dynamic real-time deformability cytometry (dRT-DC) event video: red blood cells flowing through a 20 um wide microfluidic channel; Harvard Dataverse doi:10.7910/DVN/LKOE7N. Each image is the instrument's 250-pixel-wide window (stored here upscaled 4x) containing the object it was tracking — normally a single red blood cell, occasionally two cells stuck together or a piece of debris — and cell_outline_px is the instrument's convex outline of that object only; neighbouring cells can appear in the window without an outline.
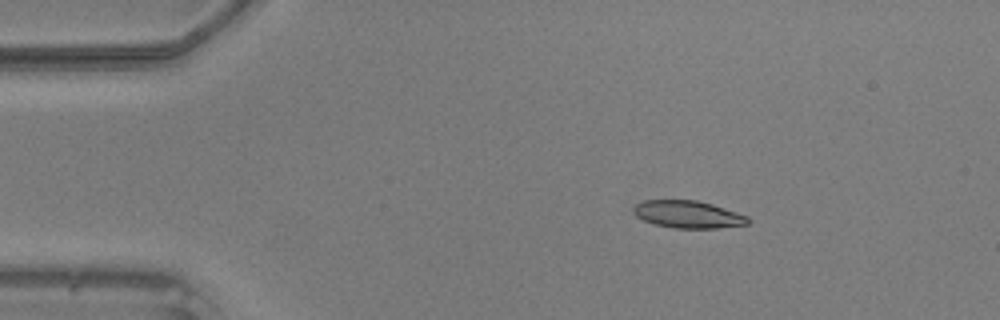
{"species": "common noctule bat (a hibernating species)", "species_latin": "Nyctalus noctula", "temperature_condition": "warm", "stored_images_in_passage": 47, "camera_frame_rate_fps": 3000, "um_per_image_px": 0.085, "animal": {"sex": "male", "body_mass_g": 20.5, "forearm_length_mm": 52.5}, "frame": {"image": 1, "passage_image": 7, "time_ms": 2.0, "image_size_px": [1000, 320], "cell_outline_px": [[752, 220], [748, 224], [716, 228], [672, 228], [656, 224], [644, 220], [636, 216], [632, 212], [632, 208], [636, 204], [644, 200], [696, 200], [712, 204], [748, 216]], "centroid_in_image_um": [58.48, 18.22], "position_along_channel_um": 26.5, "area_um2": 18.26}}
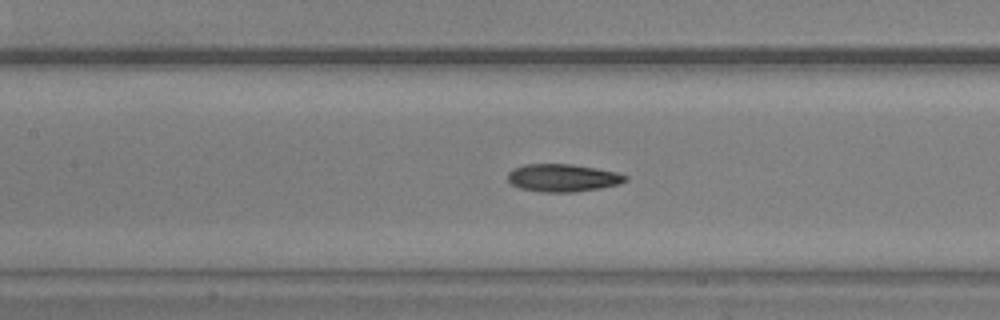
{"frame": {"image": 2, "passage_image": 21, "time_ms": 6.667, "image_size_px": [1000, 320], "cell_outline_px": [[628, 180], [620, 184], [600, 188], [572, 192], [540, 192], [520, 188], [512, 184], [508, 180], [508, 172], [512, 168], [524, 164], [572, 164], [596, 168], [616, 172], [628, 176]], "centroid_in_image_um": [47.83, 15.11], "position_along_channel_um": 159.6, "area_um2": 19.07}}
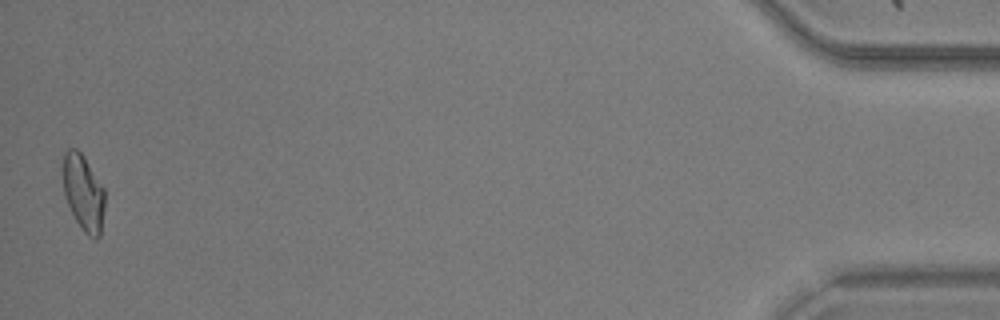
{"frame": {"image": 3, "passage_image": 47, "time_ms": 15.333, "image_size_px": [1000, 320], "cell_outline_px": [[104, 208], [100, 236], [96, 240], [88, 236], [84, 232], [76, 220], [64, 196], [64, 152], [68, 148], [76, 148], [84, 156], [104, 188]], "centroid_in_image_um": [7.1, 16.39], "position_along_channel_um": 428.1, "area_um2": 18.38}}